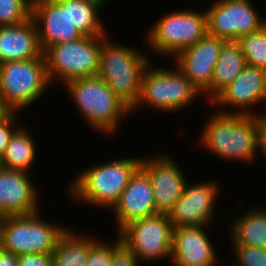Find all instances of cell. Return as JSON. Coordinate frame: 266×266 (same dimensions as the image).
<instances>
[{"label":"cell","instance_id":"obj_5","mask_svg":"<svg viewBox=\"0 0 266 266\" xmlns=\"http://www.w3.org/2000/svg\"><path fill=\"white\" fill-rule=\"evenodd\" d=\"M200 95V91L177 66L163 68L149 63L141 79L139 100L131 113L144 105L156 111L176 113L188 107Z\"/></svg>","mask_w":266,"mask_h":266},{"label":"cell","instance_id":"obj_20","mask_svg":"<svg viewBox=\"0 0 266 266\" xmlns=\"http://www.w3.org/2000/svg\"><path fill=\"white\" fill-rule=\"evenodd\" d=\"M43 55L32 17L23 23L0 27V64L33 60Z\"/></svg>","mask_w":266,"mask_h":266},{"label":"cell","instance_id":"obj_25","mask_svg":"<svg viewBox=\"0 0 266 266\" xmlns=\"http://www.w3.org/2000/svg\"><path fill=\"white\" fill-rule=\"evenodd\" d=\"M104 3L100 0H69V17L71 22L84 36H107L109 32L101 21Z\"/></svg>","mask_w":266,"mask_h":266},{"label":"cell","instance_id":"obj_31","mask_svg":"<svg viewBox=\"0 0 266 266\" xmlns=\"http://www.w3.org/2000/svg\"><path fill=\"white\" fill-rule=\"evenodd\" d=\"M18 111H14L7 119L0 122V157L15 131L21 126L18 125Z\"/></svg>","mask_w":266,"mask_h":266},{"label":"cell","instance_id":"obj_11","mask_svg":"<svg viewBox=\"0 0 266 266\" xmlns=\"http://www.w3.org/2000/svg\"><path fill=\"white\" fill-rule=\"evenodd\" d=\"M251 0H218L206 10L208 34L238 40L266 25Z\"/></svg>","mask_w":266,"mask_h":266},{"label":"cell","instance_id":"obj_2","mask_svg":"<svg viewBox=\"0 0 266 266\" xmlns=\"http://www.w3.org/2000/svg\"><path fill=\"white\" fill-rule=\"evenodd\" d=\"M141 159L142 156L117 158L85 168L71 180L68 194L76 203L112 209L140 168Z\"/></svg>","mask_w":266,"mask_h":266},{"label":"cell","instance_id":"obj_30","mask_svg":"<svg viewBox=\"0 0 266 266\" xmlns=\"http://www.w3.org/2000/svg\"><path fill=\"white\" fill-rule=\"evenodd\" d=\"M117 240L112 242V257L110 266H139L137 256L116 234Z\"/></svg>","mask_w":266,"mask_h":266},{"label":"cell","instance_id":"obj_37","mask_svg":"<svg viewBox=\"0 0 266 266\" xmlns=\"http://www.w3.org/2000/svg\"><path fill=\"white\" fill-rule=\"evenodd\" d=\"M3 217L0 215V234H1V223H2Z\"/></svg>","mask_w":266,"mask_h":266},{"label":"cell","instance_id":"obj_22","mask_svg":"<svg viewBox=\"0 0 266 266\" xmlns=\"http://www.w3.org/2000/svg\"><path fill=\"white\" fill-rule=\"evenodd\" d=\"M262 207L250 208L232 219L229 227L232 244L266 249V207Z\"/></svg>","mask_w":266,"mask_h":266},{"label":"cell","instance_id":"obj_4","mask_svg":"<svg viewBox=\"0 0 266 266\" xmlns=\"http://www.w3.org/2000/svg\"><path fill=\"white\" fill-rule=\"evenodd\" d=\"M111 40L109 36L102 43L97 75L132 110L139 100L143 72L152 60L131 45Z\"/></svg>","mask_w":266,"mask_h":266},{"label":"cell","instance_id":"obj_14","mask_svg":"<svg viewBox=\"0 0 266 266\" xmlns=\"http://www.w3.org/2000/svg\"><path fill=\"white\" fill-rule=\"evenodd\" d=\"M219 188L215 181L210 180L192 185L187 182L183 194L168 213L173 229L181 226H212Z\"/></svg>","mask_w":266,"mask_h":266},{"label":"cell","instance_id":"obj_24","mask_svg":"<svg viewBox=\"0 0 266 266\" xmlns=\"http://www.w3.org/2000/svg\"><path fill=\"white\" fill-rule=\"evenodd\" d=\"M78 234V235H77ZM69 227L52 253V266H85L90 251V235H79Z\"/></svg>","mask_w":266,"mask_h":266},{"label":"cell","instance_id":"obj_6","mask_svg":"<svg viewBox=\"0 0 266 266\" xmlns=\"http://www.w3.org/2000/svg\"><path fill=\"white\" fill-rule=\"evenodd\" d=\"M40 213L4 216L1 223V248L18 257L27 254H52L59 238L68 228L45 221Z\"/></svg>","mask_w":266,"mask_h":266},{"label":"cell","instance_id":"obj_21","mask_svg":"<svg viewBox=\"0 0 266 266\" xmlns=\"http://www.w3.org/2000/svg\"><path fill=\"white\" fill-rule=\"evenodd\" d=\"M247 66L238 40H225L214 67L211 86L202 94L210 102L223 88L230 84Z\"/></svg>","mask_w":266,"mask_h":266},{"label":"cell","instance_id":"obj_9","mask_svg":"<svg viewBox=\"0 0 266 266\" xmlns=\"http://www.w3.org/2000/svg\"><path fill=\"white\" fill-rule=\"evenodd\" d=\"M50 85L44 54L0 64V96L14 111L32 107Z\"/></svg>","mask_w":266,"mask_h":266},{"label":"cell","instance_id":"obj_12","mask_svg":"<svg viewBox=\"0 0 266 266\" xmlns=\"http://www.w3.org/2000/svg\"><path fill=\"white\" fill-rule=\"evenodd\" d=\"M263 102L266 103V69L250 65L210 101L219 113L243 115H258L252 109Z\"/></svg>","mask_w":266,"mask_h":266},{"label":"cell","instance_id":"obj_32","mask_svg":"<svg viewBox=\"0 0 266 266\" xmlns=\"http://www.w3.org/2000/svg\"><path fill=\"white\" fill-rule=\"evenodd\" d=\"M18 266H52V254H27L19 256Z\"/></svg>","mask_w":266,"mask_h":266},{"label":"cell","instance_id":"obj_23","mask_svg":"<svg viewBox=\"0 0 266 266\" xmlns=\"http://www.w3.org/2000/svg\"><path fill=\"white\" fill-rule=\"evenodd\" d=\"M31 135L24 126L15 131L1 156L3 168L31 171L37 155L36 143Z\"/></svg>","mask_w":266,"mask_h":266},{"label":"cell","instance_id":"obj_13","mask_svg":"<svg viewBox=\"0 0 266 266\" xmlns=\"http://www.w3.org/2000/svg\"><path fill=\"white\" fill-rule=\"evenodd\" d=\"M140 168L149 177L157 213L168 214L184 192L186 181L183 169L169 153L141 159Z\"/></svg>","mask_w":266,"mask_h":266},{"label":"cell","instance_id":"obj_36","mask_svg":"<svg viewBox=\"0 0 266 266\" xmlns=\"http://www.w3.org/2000/svg\"><path fill=\"white\" fill-rule=\"evenodd\" d=\"M28 6L33 8L37 4H39L42 0H23Z\"/></svg>","mask_w":266,"mask_h":266},{"label":"cell","instance_id":"obj_28","mask_svg":"<svg viewBox=\"0 0 266 266\" xmlns=\"http://www.w3.org/2000/svg\"><path fill=\"white\" fill-rule=\"evenodd\" d=\"M232 248L234 266H266V249L242 244H233Z\"/></svg>","mask_w":266,"mask_h":266},{"label":"cell","instance_id":"obj_3","mask_svg":"<svg viewBox=\"0 0 266 266\" xmlns=\"http://www.w3.org/2000/svg\"><path fill=\"white\" fill-rule=\"evenodd\" d=\"M64 85L76 111L81 113L89 128H94L93 131L99 134H116L123 118L131 114V110L98 75L73 79Z\"/></svg>","mask_w":266,"mask_h":266},{"label":"cell","instance_id":"obj_35","mask_svg":"<svg viewBox=\"0 0 266 266\" xmlns=\"http://www.w3.org/2000/svg\"><path fill=\"white\" fill-rule=\"evenodd\" d=\"M14 110L0 96V122L7 119Z\"/></svg>","mask_w":266,"mask_h":266},{"label":"cell","instance_id":"obj_34","mask_svg":"<svg viewBox=\"0 0 266 266\" xmlns=\"http://www.w3.org/2000/svg\"><path fill=\"white\" fill-rule=\"evenodd\" d=\"M0 266H18V256L1 248Z\"/></svg>","mask_w":266,"mask_h":266},{"label":"cell","instance_id":"obj_16","mask_svg":"<svg viewBox=\"0 0 266 266\" xmlns=\"http://www.w3.org/2000/svg\"><path fill=\"white\" fill-rule=\"evenodd\" d=\"M225 40L208 33L197 43L179 51L174 66L203 94L212 84L214 67Z\"/></svg>","mask_w":266,"mask_h":266},{"label":"cell","instance_id":"obj_19","mask_svg":"<svg viewBox=\"0 0 266 266\" xmlns=\"http://www.w3.org/2000/svg\"><path fill=\"white\" fill-rule=\"evenodd\" d=\"M112 212L117 232L132 221L158 214L151 181L141 168L130 178Z\"/></svg>","mask_w":266,"mask_h":266},{"label":"cell","instance_id":"obj_26","mask_svg":"<svg viewBox=\"0 0 266 266\" xmlns=\"http://www.w3.org/2000/svg\"><path fill=\"white\" fill-rule=\"evenodd\" d=\"M247 65L266 69V25L238 39Z\"/></svg>","mask_w":266,"mask_h":266},{"label":"cell","instance_id":"obj_27","mask_svg":"<svg viewBox=\"0 0 266 266\" xmlns=\"http://www.w3.org/2000/svg\"><path fill=\"white\" fill-rule=\"evenodd\" d=\"M31 13L32 8L23 0H0V27L23 23Z\"/></svg>","mask_w":266,"mask_h":266},{"label":"cell","instance_id":"obj_33","mask_svg":"<svg viewBox=\"0 0 266 266\" xmlns=\"http://www.w3.org/2000/svg\"><path fill=\"white\" fill-rule=\"evenodd\" d=\"M260 123V153L266 160V113H261L259 116Z\"/></svg>","mask_w":266,"mask_h":266},{"label":"cell","instance_id":"obj_29","mask_svg":"<svg viewBox=\"0 0 266 266\" xmlns=\"http://www.w3.org/2000/svg\"><path fill=\"white\" fill-rule=\"evenodd\" d=\"M110 244V245H109ZM90 235V251L85 266H110L112 244Z\"/></svg>","mask_w":266,"mask_h":266},{"label":"cell","instance_id":"obj_1","mask_svg":"<svg viewBox=\"0 0 266 266\" xmlns=\"http://www.w3.org/2000/svg\"><path fill=\"white\" fill-rule=\"evenodd\" d=\"M198 139L200 147L224 161L252 163L260 152L259 115L213 113Z\"/></svg>","mask_w":266,"mask_h":266},{"label":"cell","instance_id":"obj_38","mask_svg":"<svg viewBox=\"0 0 266 266\" xmlns=\"http://www.w3.org/2000/svg\"><path fill=\"white\" fill-rule=\"evenodd\" d=\"M3 169V165H2V160H1V157H0V171Z\"/></svg>","mask_w":266,"mask_h":266},{"label":"cell","instance_id":"obj_17","mask_svg":"<svg viewBox=\"0 0 266 266\" xmlns=\"http://www.w3.org/2000/svg\"><path fill=\"white\" fill-rule=\"evenodd\" d=\"M30 172L3 168L0 171V215L17 216L39 212V193ZM36 188V189H35Z\"/></svg>","mask_w":266,"mask_h":266},{"label":"cell","instance_id":"obj_7","mask_svg":"<svg viewBox=\"0 0 266 266\" xmlns=\"http://www.w3.org/2000/svg\"><path fill=\"white\" fill-rule=\"evenodd\" d=\"M108 37L83 36L50 46L43 54L51 86L58 81L64 85L73 79L97 75L102 43Z\"/></svg>","mask_w":266,"mask_h":266},{"label":"cell","instance_id":"obj_15","mask_svg":"<svg viewBox=\"0 0 266 266\" xmlns=\"http://www.w3.org/2000/svg\"><path fill=\"white\" fill-rule=\"evenodd\" d=\"M43 53L52 45L80 39L84 35L69 17V0H42L32 8Z\"/></svg>","mask_w":266,"mask_h":266},{"label":"cell","instance_id":"obj_39","mask_svg":"<svg viewBox=\"0 0 266 266\" xmlns=\"http://www.w3.org/2000/svg\"><path fill=\"white\" fill-rule=\"evenodd\" d=\"M265 108H266V107H265ZM261 112H262V113H264V112L266 113V109H265V111L262 110V111H260V112H257L259 116H260Z\"/></svg>","mask_w":266,"mask_h":266},{"label":"cell","instance_id":"obj_10","mask_svg":"<svg viewBox=\"0 0 266 266\" xmlns=\"http://www.w3.org/2000/svg\"><path fill=\"white\" fill-rule=\"evenodd\" d=\"M117 235L141 262L171 258L173 227L168 214H156L124 226Z\"/></svg>","mask_w":266,"mask_h":266},{"label":"cell","instance_id":"obj_18","mask_svg":"<svg viewBox=\"0 0 266 266\" xmlns=\"http://www.w3.org/2000/svg\"><path fill=\"white\" fill-rule=\"evenodd\" d=\"M209 227L181 226L173 229L171 260L174 266L217 265V251L206 231Z\"/></svg>","mask_w":266,"mask_h":266},{"label":"cell","instance_id":"obj_8","mask_svg":"<svg viewBox=\"0 0 266 266\" xmlns=\"http://www.w3.org/2000/svg\"><path fill=\"white\" fill-rule=\"evenodd\" d=\"M149 30L148 46H152L157 55L173 59L179 51L194 45L208 33L206 9L171 11L158 18Z\"/></svg>","mask_w":266,"mask_h":266}]
</instances>
